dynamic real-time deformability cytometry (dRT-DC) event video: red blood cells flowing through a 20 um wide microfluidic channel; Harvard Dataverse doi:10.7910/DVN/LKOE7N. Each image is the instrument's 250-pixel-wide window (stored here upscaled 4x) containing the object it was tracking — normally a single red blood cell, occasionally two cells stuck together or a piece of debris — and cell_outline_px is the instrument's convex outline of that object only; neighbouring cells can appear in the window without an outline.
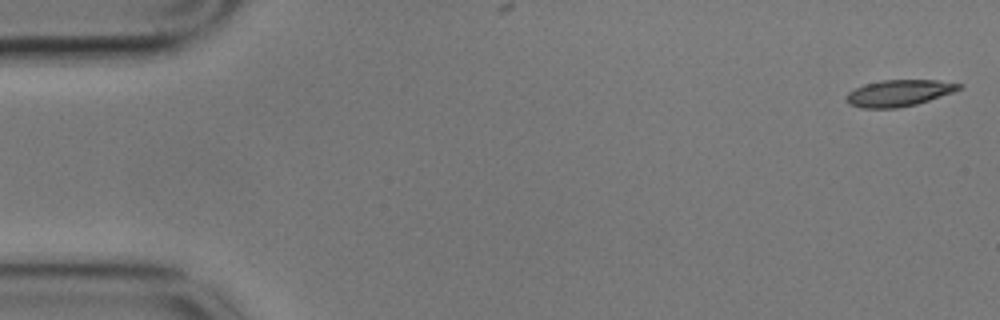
{"species": "common noctule bat (a hibernating species)", "species_latin": "Nyctalus noctula", "temperature_condition": "cold", "stored_images_in_passage": 6, "camera_frame_rate_fps": 3000, "um_per_image_px": 0.085, "animal": {"sex": "male", "body_mass_g": 17.9}, "frame": {"image": 1, "passage_image": 1, "time_ms": 0.0, "image_size_px": [1000, 320], "cell_outline_px": [[964, 84], [960, 88], [952, 92], [916, 104], [896, 108], [860, 108], [848, 104], [848, 92], [864, 84], [880, 80], [936, 80]], "centroid_in_image_um": [76.39, 7.9], "position_along_channel_um": 8.6, "area_um2": 17.17}}